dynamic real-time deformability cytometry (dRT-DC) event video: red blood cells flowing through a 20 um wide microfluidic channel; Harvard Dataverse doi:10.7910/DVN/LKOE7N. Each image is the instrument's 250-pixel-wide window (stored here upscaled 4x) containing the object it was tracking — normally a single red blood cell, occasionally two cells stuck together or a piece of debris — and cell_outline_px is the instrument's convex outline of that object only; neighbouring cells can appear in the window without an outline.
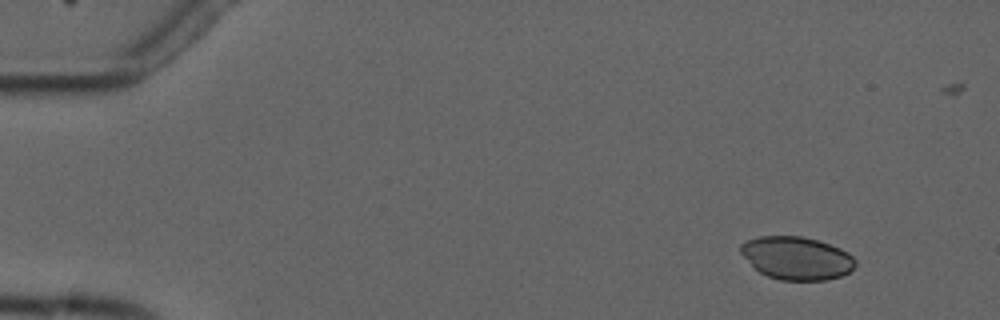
{"species": "common noctule bat (a hibernating species)", "species_latin": "Nyctalus noctula", "temperature_condition": "cold", "stored_images_in_passage": 5, "camera_frame_rate_fps": 3000, "um_per_image_px": 0.085, "animal": {"sex": "male", "forearm_length_mm": 52.5}, "frame": {"image": 1, "passage_image": 2, "time_ms": 1.333, "image_size_px": [1000, 320], "cell_outline_px": [[856, 264], [848, 272], [840, 276], [824, 280], [780, 280], [768, 276], [760, 272], [740, 252], [740, 244], [748, 240], [760, 236], [804, 236], [840, 248], [848, 252], [856, 260]], "centroid_in_image_um": [67.72, 21.93], "position_along_channel_um": 17.3, "area_um2": 28.44}}